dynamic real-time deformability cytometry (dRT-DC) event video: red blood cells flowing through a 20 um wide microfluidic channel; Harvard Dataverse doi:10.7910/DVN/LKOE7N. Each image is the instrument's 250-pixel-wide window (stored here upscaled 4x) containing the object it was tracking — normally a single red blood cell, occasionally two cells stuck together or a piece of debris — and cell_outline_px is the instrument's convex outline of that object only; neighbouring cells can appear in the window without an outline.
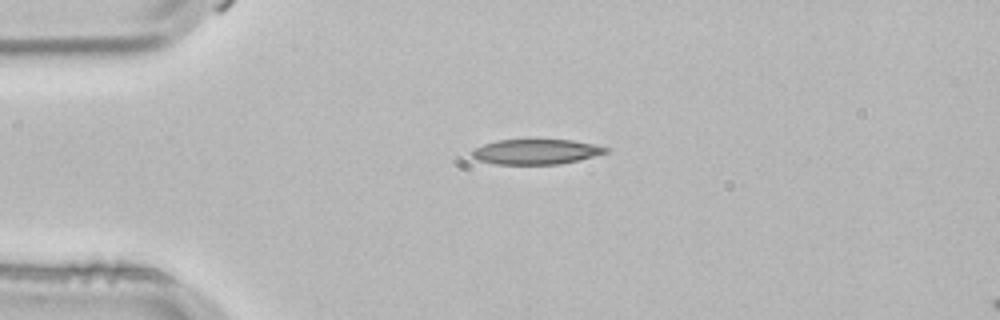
{"species": "common noctule bat (a hibernating species)", "species_latin": "Nyctalus noctula", "temperature_condition": "room temperature", "stored_images_in_passage": 2, "camera_frame_rate_fps": 3000, "um_per_image_px": 0.085, "animal": {"sex": "male", "body_mass_g": 21.5, "forearm_length_mm": 52.0}, "frame": {"image": 1, "passage_image": 1, "time_ms": 0.0, "image_size_px": [1000, 320], "cell_outline_px": [[608, 152], [580, 160], [560, 164], [496, 164], [480, 160], [472, 156], [472, 148], [496, 140], [572, 140], [592, 144], [608, 148]], "centroid_in_image_um": [45.55, 12.9], "position_along_channel_um": 39.4, "area_um2": 19.42}}
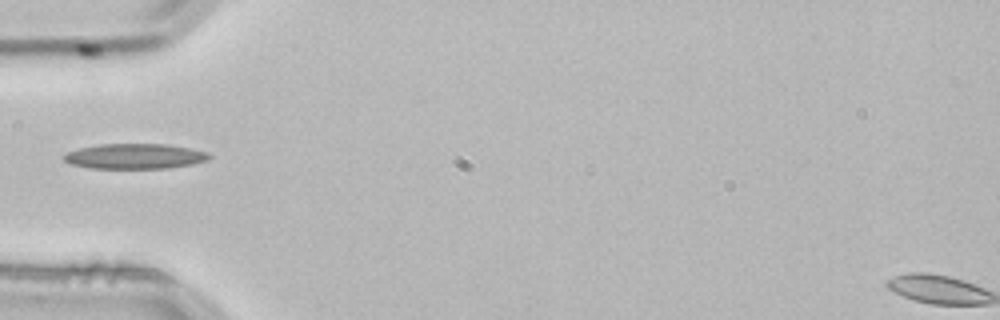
{"frame": {"image": 2, "passage_image": 2, "time_ms": 0.333, "image_size_px": [1000, 320], "cell_outline_px": [[212, 156], [208, 160], [192, 164], [168, 168], [88, 168], [72, 164], [64, 160], [64, 156], [68, 152], [80, 148], [100, 144], [168, 144], [208, 152]], "centroid_in_image_um": [11.49, 13.28], "position_along_channel_um": 73.5, "area_um2": 21.21}}